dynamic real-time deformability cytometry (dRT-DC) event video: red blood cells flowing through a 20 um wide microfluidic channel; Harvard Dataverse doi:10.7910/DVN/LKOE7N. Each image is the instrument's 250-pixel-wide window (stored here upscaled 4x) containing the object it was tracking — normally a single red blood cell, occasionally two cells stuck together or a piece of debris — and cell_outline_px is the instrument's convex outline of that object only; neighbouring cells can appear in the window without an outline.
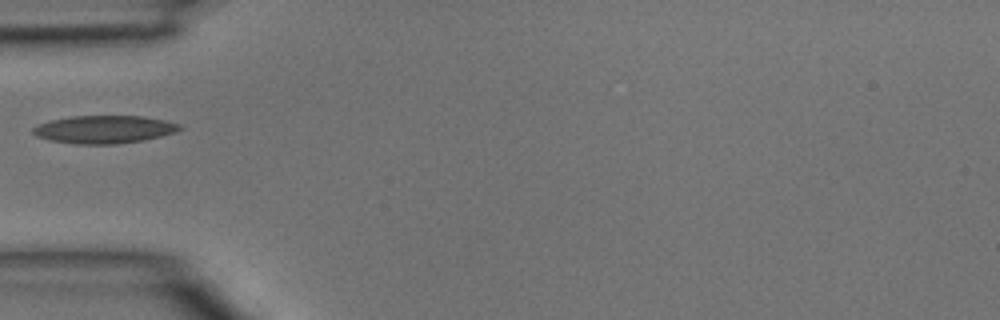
{"species": "common noctule bat (a hibernating species)", "species_latin": "Nyctalus noctula", "temperature_condition": "room temperature", "stored_images_in_passage": 4, "camera_frame_rate_fps": 3000, "um_per_image_px": 0.085, "animal": {"sex": "male", "body_mass_g": 15.6}, "frame": {"image": 1, "passage_image": 4, "time_ms": 1.0, "image_size_px": [1000, 320], "cell_outline_px": [[184, 128], [160, 136], [144, 140], [116, 144], [76, 144], [52, 140], [36, 136], [32, 132], [32, 128], [36, 124], [52, 120], [72, 116], [144, 116], [168, 120], [180, 124]], "centroid_in_image_um": [8.87, 10.99], "position_along_channel_um": 76.1, "area_um2": 23.81}}